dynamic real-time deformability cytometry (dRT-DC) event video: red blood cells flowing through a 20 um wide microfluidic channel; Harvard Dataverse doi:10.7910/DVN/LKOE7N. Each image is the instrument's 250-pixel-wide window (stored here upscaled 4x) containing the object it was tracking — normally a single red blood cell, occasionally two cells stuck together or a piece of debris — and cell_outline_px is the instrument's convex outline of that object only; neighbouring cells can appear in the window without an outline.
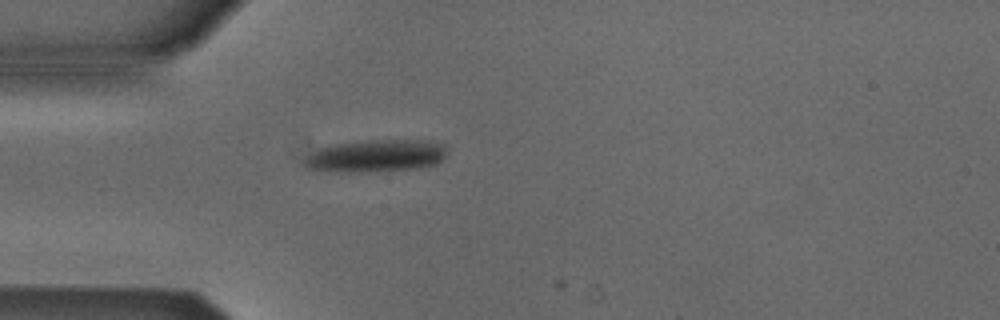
{"species": "Egyptian fruit bat (a non-hibernating species)", "species_latin": "Rousettus aegyptiacus", "temperature_condition": "cold", "stored_images_in_passage": 2, "camera_frame_rate_fps": 3000, "um_per_image_px": 0.085, "animal": {"sex": "male"}, "frame": {"image": 1, "passage_image": 1, "time_ms": 0.0, "image_size_px": [1000, 320], "cell_outline_px": [[448, 144], [444, 156], [436, 164], [412, 168], [360, 172], [336, 172], [308, 168], [304, 164], [304, 160], [320, 148], [336, 144], [372, 140], [428, 140]], "centroid_in_image_um": [32.01, 13.24], "position_along_channel_um": 53.0, "area_um2": 26.47}}